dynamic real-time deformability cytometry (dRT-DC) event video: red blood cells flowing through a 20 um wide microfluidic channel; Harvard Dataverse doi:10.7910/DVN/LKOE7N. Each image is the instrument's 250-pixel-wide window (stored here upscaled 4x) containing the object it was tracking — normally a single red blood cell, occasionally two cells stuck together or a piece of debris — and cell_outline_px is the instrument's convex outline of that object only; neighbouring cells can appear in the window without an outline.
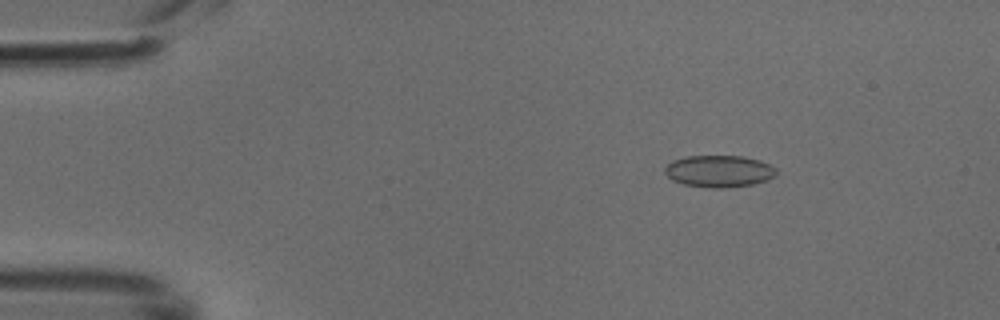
{"species": "common noctule bat (a hibernating species)", "species_latin": "Nyctalus noctula", "temperature_condition": "cold", "stored_images_in_passage": 49, "camera_frame_rate_fps": 3000, "um_per_image_px": 0.085, "animal": {"sex": "male", "body_mass_g": 18.8}, "frame": {"image": 1, "passage_image": 7, "time_ms": 2.0, "image_size_px": [1000, 320], "cell_outline_px": [[776, 176], [752, 184], [724, 188], [712, 188], [684, 184], [672, 180], [664, 172], [664, 168], [672, 160], [688, 156], [740, 156], [760, 160], [776, 168]], "centroid_in_image_um": [61.1, 14.55], "position_along_channel_um": 23.9, "area_um2": 20.58}}
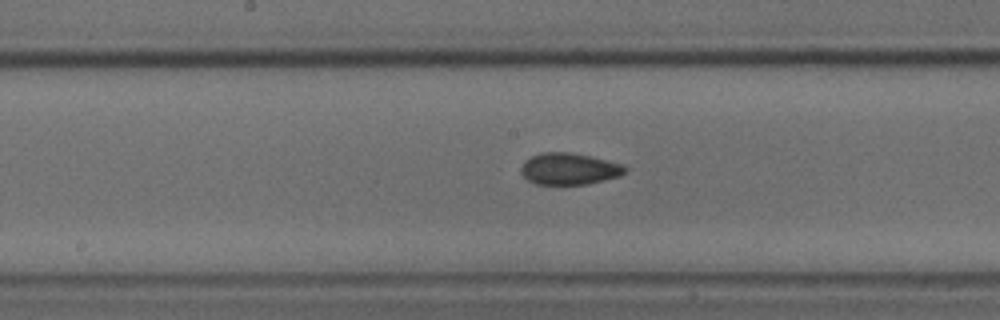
{"frame": {"image": 2, "passage_image": 25, "time_ms": 8.0, "image_size_px": [1000, 320], "cell_outline_px": [[628, 172], [620, 176], [588, 184], [536, 184], [528, 180], [520, 172], [520, 168], [524, 160], [540, 152], [568, 152], [592, 156], [624, 164], [628, 168]], "centroid_in_image_um": [48.41, 14.34], "position_along_channel_um": 199.8, "area_um2": 19.48}}
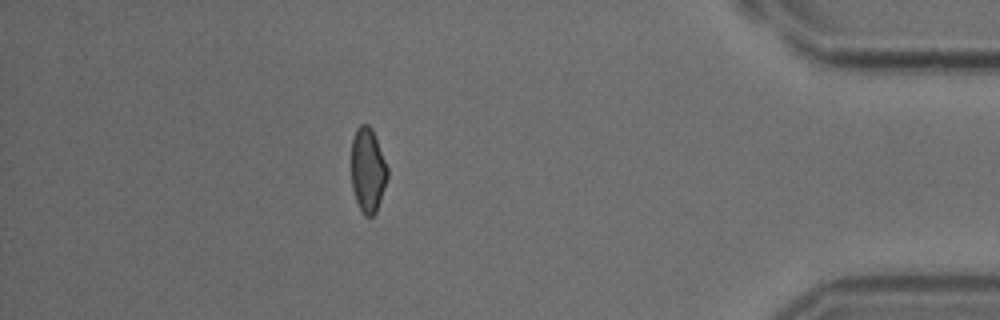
{"frame": {"image": 3, "passage_image": 43, "time_ms": 14.0, "image_size_px": [1000, 320], "cell_outline_px": [[388, 176], [376, 212], [372, 216], [364, 216], [356, 200], [352, 188], [352, 140], [356, 128], [360, 124], [368, 124], [372, 128], [388, 168]], "centroid_in_image_um": [31.26, 14.44], "position_along_channel_um": 403.9, "area_um2": 17.69}}